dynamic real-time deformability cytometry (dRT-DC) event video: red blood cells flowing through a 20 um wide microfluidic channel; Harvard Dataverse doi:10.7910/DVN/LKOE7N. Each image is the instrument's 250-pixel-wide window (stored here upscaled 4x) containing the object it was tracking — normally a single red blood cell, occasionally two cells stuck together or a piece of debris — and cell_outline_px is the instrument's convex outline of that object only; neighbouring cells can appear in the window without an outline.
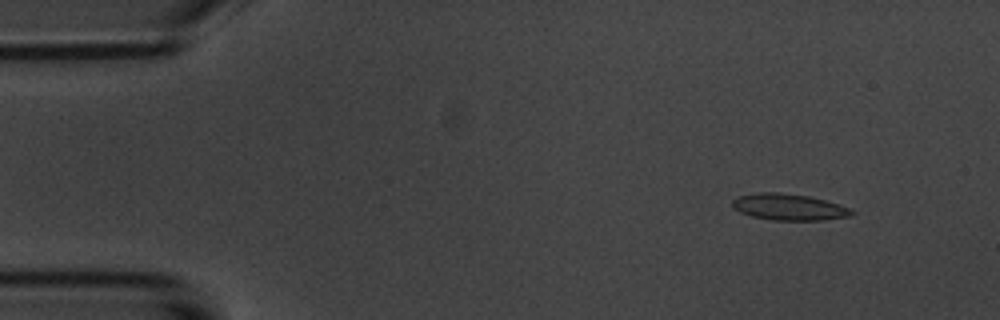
{"species": "common noctule bat (a hibernating species)", "species_latin": "Nyctalus noctula", "temperature_condition": "room temperature", "stored_images_in_passage": 4, "camera_frame_rate_fps": 3000, "um_per_image_px": 0.085, "animal": {"sex": "male", "body_mass_g": 20.1, "forearm_length_mm": 53.5}, "frame": {"image": 1, "passage_image": 2, "time_ms": 1.333, "image_size_px": [1000, 320], "cell_outline_px": [[856, 212], [848, 216], [824, 220], [772, 220], [752, 216], [740, 212], [732, 208], [732, 200], [736, 196], [756, 192], [780, 192], [808, 196], [824, 200], [848, 208]], "centroid_in_image_um": [66.98, 17.59], "position_along_channel_um": 18.0, "area_um2": 18.32}}